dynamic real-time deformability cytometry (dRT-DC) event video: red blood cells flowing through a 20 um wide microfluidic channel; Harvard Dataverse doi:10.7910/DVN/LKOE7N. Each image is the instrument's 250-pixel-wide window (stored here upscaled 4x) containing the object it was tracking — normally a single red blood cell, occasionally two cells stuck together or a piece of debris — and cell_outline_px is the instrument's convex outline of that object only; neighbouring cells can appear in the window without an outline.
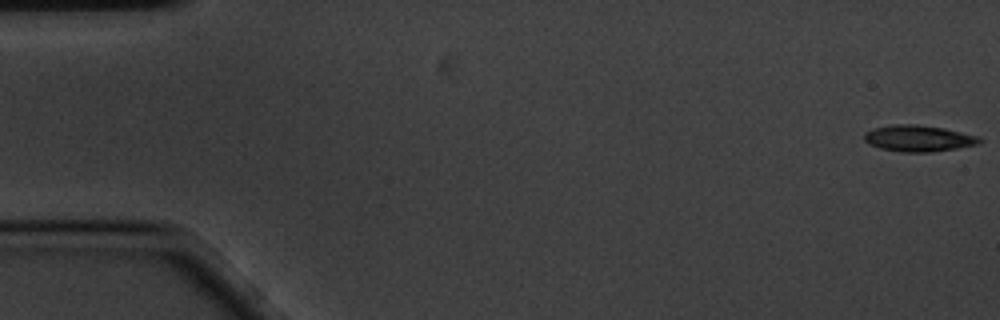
{"species": "common noctule bat (a hibernating species)", "species_latin": "Nyctalus noctula", "temperature_condition": "cold", "stored_images_in_passage": 58, "camera_frame_rate_fps": 3000, "um_per_image_px": 0.085, "animal": {"sex": "male", "body_mass_g": 20.1, "forearm_length_mm": 53.5}, "frame": {"image": 1, "passage_image": 1, "time_ms": 0.0, "image_size_px": [1000, 320], "cell_outline_px": [[984, 140], [980, 144], [932, 152], [900, 152], [880, 148], [868, 144], [864, 140], [864, 132], [872, 128], [896, 124], [916, 124], [944, 128], [980, 136]], "centroid_in_image_um": [78.08, 11.76], "position_along_channel_um": 6.9, "area_um2": 17.92}}
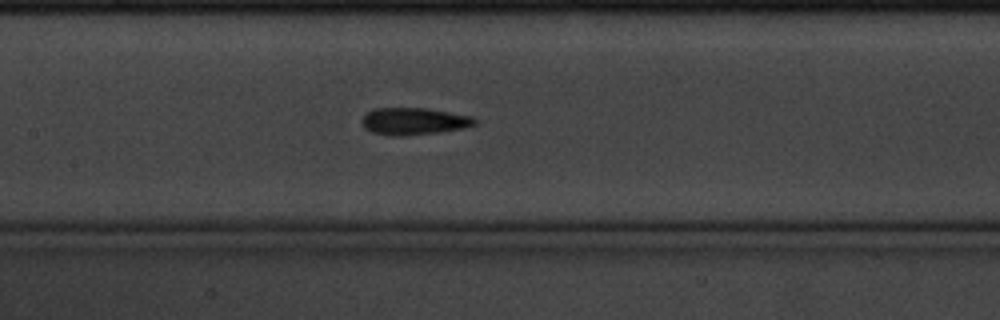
{"frame": {"image": 2, "passage_image": 27, "time_ms": 8.667, "image_size_px": [1000, 320], "cell_outline_px": [[476, 124], [464, 128], [440, 132], [396, 136], [372, 132], [364, 128], [360, 120], [364, 112], [372, 108], [428, 108], [472, 116], [476, 120]], "centroid_in_image_um": [35.13, 10.29], "position_along_channel_um": 172.3, "area_um2": 17.98}}
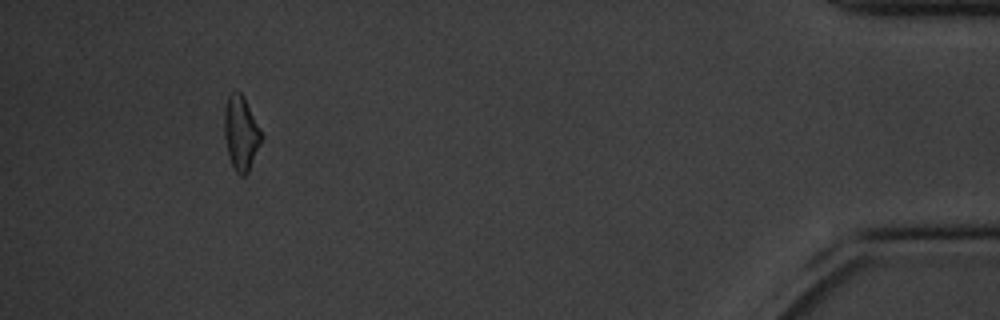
{"frame": {"image": 3, "passage_image": 54, "time_ms": 17.667, "image_size_px": [1000, 320], "cell_outline_px": [[264, 136], [248, 172], [244, 176], [240, 176], [236, 172], [232, 164], [228, 152], [224, 136], [224, 108], [228, 96], [232, 92], [240, 92], [244, 96]], "centroid_in_image_um": [20.49, 11.3], "position_along_channel_um": 414.7, "area_um2": 16.07}, "authors_computed_cell_mechanics": {"area_um2": 17.1088, "velocity_mm_per_s": 3.4366, "shape_relaxation_time_tau1_ms": 6.1591, "shape_relaxation_time_tau2_ms": 6.1335, "deformation_change_tau1": 0.1372, "deformation_change_tau2": 0.1586}}